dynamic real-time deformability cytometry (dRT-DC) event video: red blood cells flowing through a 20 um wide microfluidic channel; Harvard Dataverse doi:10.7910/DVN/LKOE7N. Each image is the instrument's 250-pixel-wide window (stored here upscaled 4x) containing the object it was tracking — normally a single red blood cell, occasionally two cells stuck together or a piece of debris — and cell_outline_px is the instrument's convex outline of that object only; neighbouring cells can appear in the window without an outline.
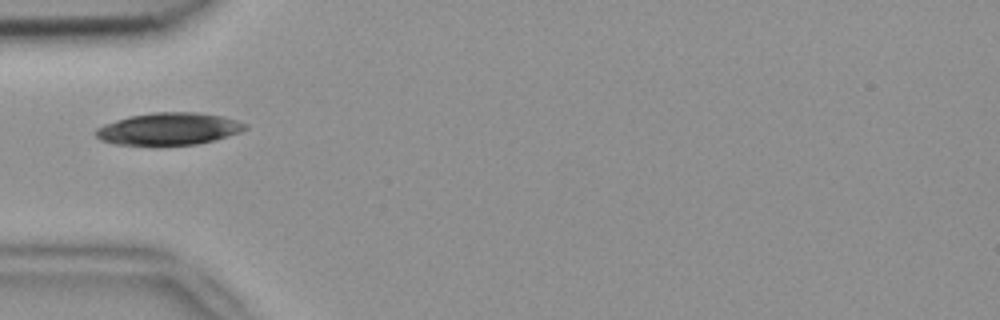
{"species": "common noctule bat (a hibernating species)", "species_latin": "Nyctalus noctula", "temperature_condition": "room temperature", "stored_images_in_passage": 2, "camera_frame_rate_fps": 3000, "um_per_image_px": 0.085, "animal": {"sex": "female", "body_mass_g": 18.4}, "frame": {"image": 1, "passage_image": 1, "time_ms": 0.0, "image_size_px": [1000, 320], "cell_outline_px": [[248, 128], [240, 132], [228, 136], [196, 144], [160, 148], [112, 144], [100, 140], [96, 136], [96, 128], [104, 124], [116, 120], [132, 116], [152, 112], [196, 112], [220, 116], [236, 120], [248, 124]], "centroid_in_image_um": [14.3, 11.0], "position_along_channel_um": 70.7, "area_um2": 28.84}}